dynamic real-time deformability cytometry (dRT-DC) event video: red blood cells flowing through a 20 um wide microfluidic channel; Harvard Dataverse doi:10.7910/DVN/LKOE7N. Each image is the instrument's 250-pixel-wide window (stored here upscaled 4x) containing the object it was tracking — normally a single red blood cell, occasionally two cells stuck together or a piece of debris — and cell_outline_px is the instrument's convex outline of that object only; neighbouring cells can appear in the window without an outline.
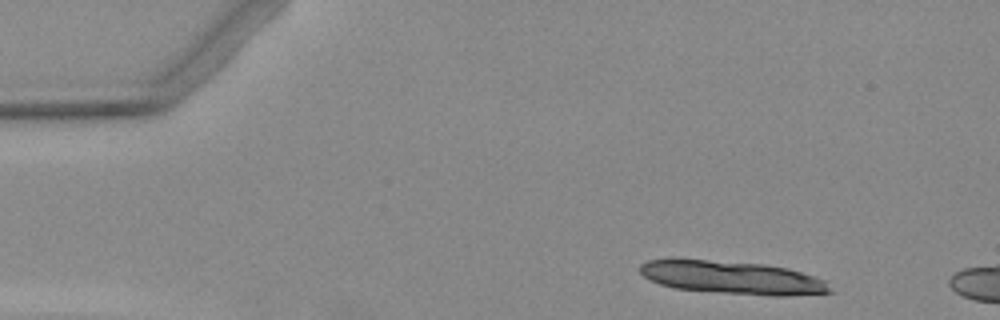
{"species": "Egyptian fruit bat (a non-hibernating species)", "species_latin": "Rousettus aegyptiacus", "temperature_condition": "warm", "stored_images_in_passage": 5, "camera_frame_rate_fps": 3000, "um_per_image_px": 0.085, "animal": {"sex": "female"}, "frame": {"image": 1, "passage_image": 1, "time_ms": 0.0, "image_size_px": [1000, 320], "cell_outline_px": [[836, 292], [788, 296], [772, 296], [676, 288], [660, 284], [644, 276], [640, 272], [640, 264], [648, 260], [708, 260], [764, 264], [788, 268], [816, 276], [824, 280]], "centroid_in_image_um": [62.36, 23.6], "position_along_channel_um": 22.6, "area_um2": 36.18}}